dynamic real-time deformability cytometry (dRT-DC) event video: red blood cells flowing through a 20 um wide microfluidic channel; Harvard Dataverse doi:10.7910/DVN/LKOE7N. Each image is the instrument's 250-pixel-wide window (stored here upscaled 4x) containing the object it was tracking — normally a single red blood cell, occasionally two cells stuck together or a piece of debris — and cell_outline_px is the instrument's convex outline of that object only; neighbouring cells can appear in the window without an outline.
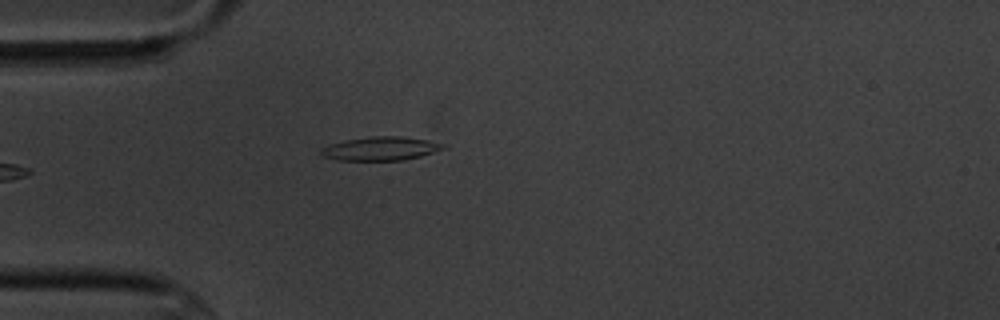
{"species": "common noctule bat (a hibernating species)", "species_latin": "Nyctalus noctula", "temperature_condition": "cold", "stored_images_in_passage": 6, "camera_frame_rate_fps": 3000, "um_per_image_px": 0.085, "animal": {"sex": "male", "body_mass_g": 20.1, "forearm_length_mm": 53.5}, "frame": {"image": 1, "passage_image": 6, "time_ms": 5.667, "image_size_px": [1000, 320], "cell_outline_px": [[448, 148], [420, 156], [404, 160], [336, 160], [324, 156], [320, 152], [320, 148], [344, 140], [372, 136], [400, 136], [428, 140], [448, 144]], "centroid_in_image_um": [32.41, 12.62], "position_along_channel_um": 52.6, "area_um2": 16.94}}